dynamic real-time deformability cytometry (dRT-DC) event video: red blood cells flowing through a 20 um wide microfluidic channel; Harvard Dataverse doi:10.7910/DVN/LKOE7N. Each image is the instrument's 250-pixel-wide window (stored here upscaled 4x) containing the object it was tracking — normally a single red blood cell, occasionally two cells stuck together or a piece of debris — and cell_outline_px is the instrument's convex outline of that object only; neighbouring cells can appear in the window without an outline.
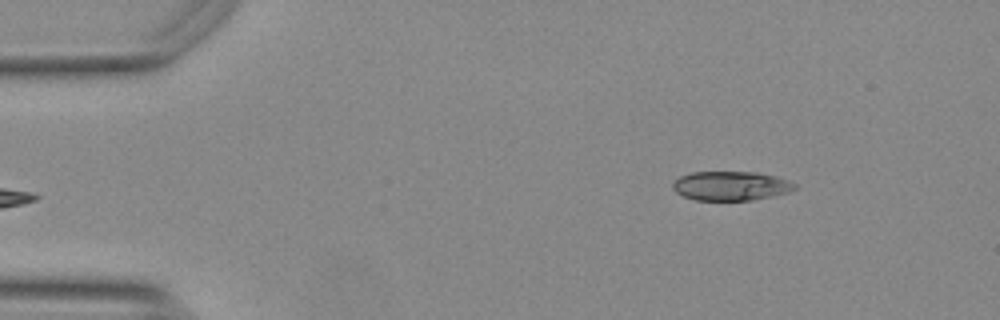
{"species": "Egyptian fruit bat (a non-hibernating species)", "species_latin": "Rousettus aegyptiacus", "temperature_condition": "warm", "stored_images_in_passage": 48, "camera_frame_rate_fps": 3000, "um_per_image_px": 0.085, "animal": {"sex": "female"}, "frame": {"image": 1, "passage_image": 1, "time_ms": 0.0, "image_size_px": [1000, 320], "cell_outline_px": [[796, 188], [788, 192], [772, 196], [752, 200], [696, 200], [684, 196], [676, 192], [672, 188], [672, 184], [680, 176], [692, 172], [756, 172], [776, 176], [788, 180], [796, 184]], "centroid_in_image_um": [62.13, 15.79], "position_along_channel_um": 22.9, "area_um2": 20.69}}
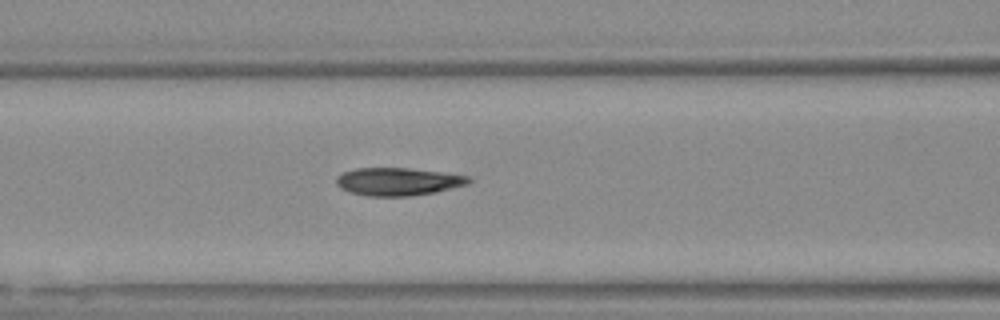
{"frame": {"image": 2, "passage_image": 16, "time_ms": 5.0, "image_size_px": [1000, 320], "cell_outline_px": [[472, 180], [468, 184], [436, 192], [408, 196], [368, 196], [352, 192], [340, 188], [336, 184], [336, 176], [344, 172], [356, 168], [404, 168], [468, 176]], "centroid_in_image_um": [33.8, 15.44], "position_along_channel_um": 132.8, "area_um2": 21.15}}
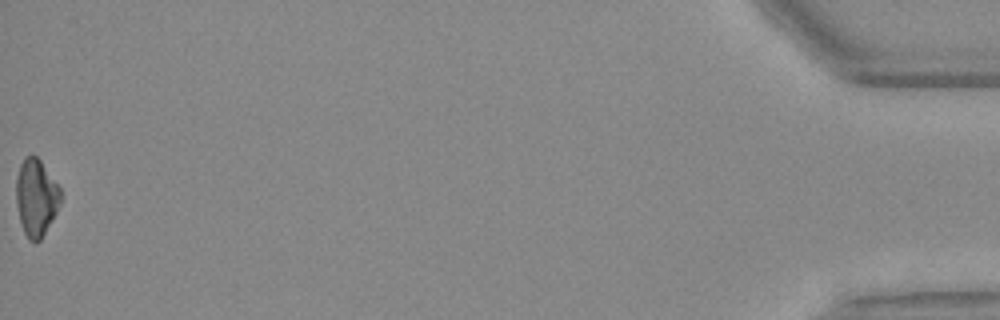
{"frame": {"image": 3, "passage_image": 48, "time_ms": 15.667, "image_size_px": [1000, 320], "cell_outline_px": [[60, 204], [56, 212], [40, 240], [28, 240], [24, 232], [20, 220], [16, 204], [16, 176], [20, 164], [24, 156], [36, 156], [40, 160], [60, 188]], "centroid_in_image_um": [3.05, 16.76], "position_along_channel_um": 432.2, "area_um2": 19.65}, "authors_computed_cell_mechanics": {"area_um2": 21.1259, "velocity_mm_per_s": 3.7532, "shape_relaxation_time_tau1_ms": 6.8655, "shape_relaxation_time_tau2_ms": 6.517, "deformation_change_tau1": 0.2097, "deformation_change_tau2": 0.1253}}